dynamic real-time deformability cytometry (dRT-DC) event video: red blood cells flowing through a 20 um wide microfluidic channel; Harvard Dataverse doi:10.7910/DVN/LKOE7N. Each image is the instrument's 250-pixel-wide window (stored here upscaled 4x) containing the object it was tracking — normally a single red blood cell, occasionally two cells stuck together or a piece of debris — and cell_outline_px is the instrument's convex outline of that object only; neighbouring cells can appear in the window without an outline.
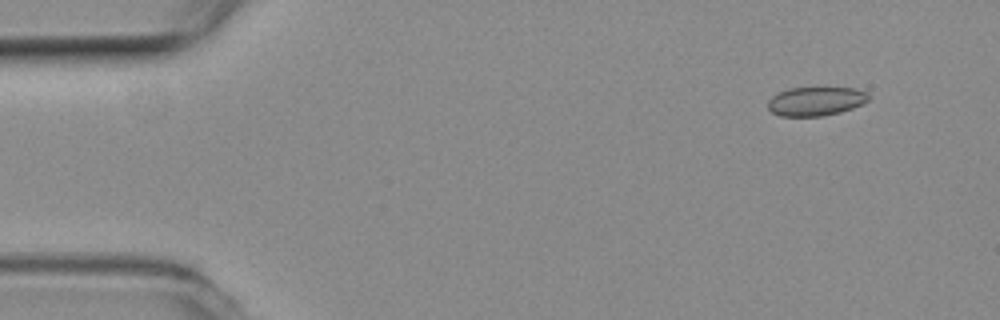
{"species": "common noctule bat (a hibernating species)", "species_latin": "Nyctalus noctula", "temperature_condition": "room temperature", "stored_images_in_passage": 10, "camera_frame_rate_fps": 3000, "um_per_image_px": 0.085, "animal": {"sex": "female", "body_mass_g": 19.3, "forearm_length_mm": 54.1}, "frame": {"image": 1, "passage_image": 1, "time_ms": 0.0, "image_size_px": [1000, 320], "cell_outline_px": [[868, 100], [852, 108], [840, 112], [824, 116], [780, 116], [772, 112], [768, 108], [768, 100], [772, 96], [788, 88], [856, 88], [868, 92]], "centroid_in_image_um": [69.33, 8.61], "position_along_channel_um": 15.7, "area_um2": 16.88}}
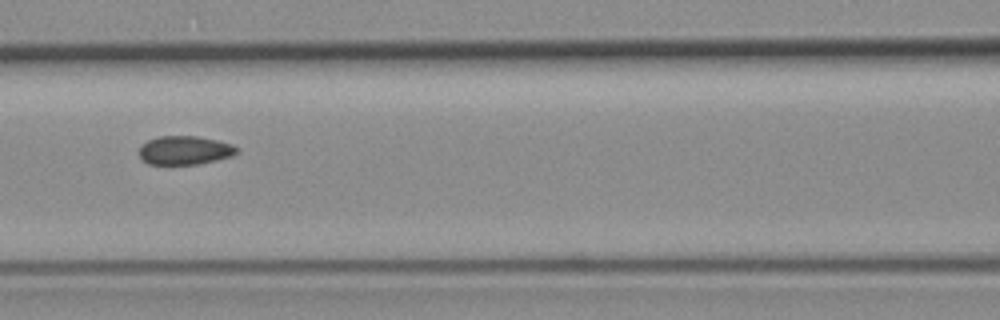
{"frame": {"image": 2, "passage_image": 6, "time_ms": 1.667, "image_size_px": [1000, 320], "cell_outline_px": [[240, 152], [232, 156], [216, 160], [196, 164], [148, 164], [140, 156], [140, 144], [148, 140], [160, 136], [196, 136], [216, 140], [232, 144], [240, 148]], "centroid_in_image_um": [15.74, 12.77], "position_along_channel_um": 150.9, "area_um2": 16.36}}
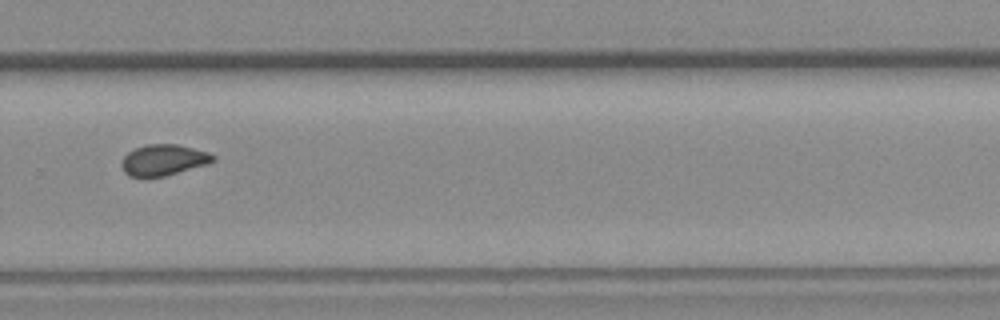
{"frame": {"image": 3, "passage_image": 10, "time_ms": 3.0, "image_size_px": [1000, 320], "cell_outline_px": [[216, 160], [208, 164], [164, 176], [144, 180], [128, 176], [124, 172], [120, 164], [120, 160], [128, 152], [144, 144], [176, 144], [208, 152], [216, 156]], "centroid_in_image_um": [13.84, 13.63], "position_along_channel_um": 316.0, "area_um2": 17.05}}